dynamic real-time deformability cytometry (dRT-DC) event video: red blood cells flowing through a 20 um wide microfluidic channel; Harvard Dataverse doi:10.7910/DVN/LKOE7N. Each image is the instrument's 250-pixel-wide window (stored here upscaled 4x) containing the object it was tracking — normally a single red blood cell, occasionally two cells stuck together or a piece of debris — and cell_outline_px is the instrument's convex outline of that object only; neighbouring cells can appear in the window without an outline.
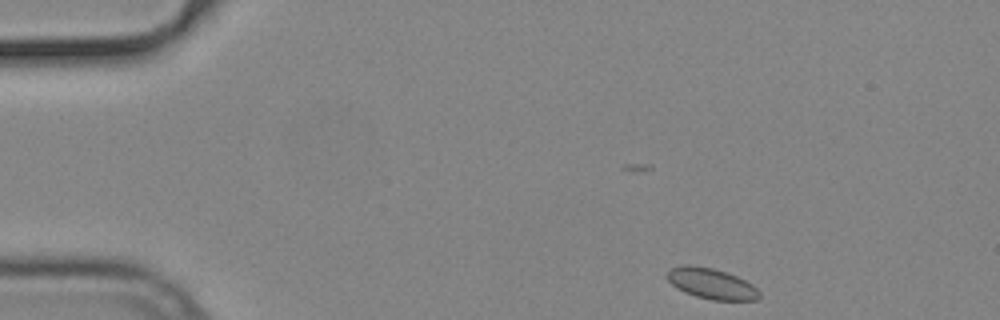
{"species": "common noctule bat (a hibernating species)", "species_latin": "Nyctalus noctula", "temperature_condition": "cold", "stored_images_in_passage": 48, "camera_frame_rate_fps": 3000, "um_per_image_px": 0.085, "animal": {"sex": "male", "body_mass_g": 19.2, "forearm_length_mm": 51.8}, "frame": {"image": 1, "passage_image": 1, "time_ms": 0.0, "image_size_px": [1000, 320], "cell_outline_px": [[760, 296], [756, 300], [712, 300], [696, 296], [684, 292], [676, 288], [664, 276], [668, 268], [688, 264], [712, 268], [736, 276], [752, 284], [760, 292]], "centroid_in_image_um": [60.42, 24.1], "position_along_channel_um": 24.6, "area_um2": 16.53}}
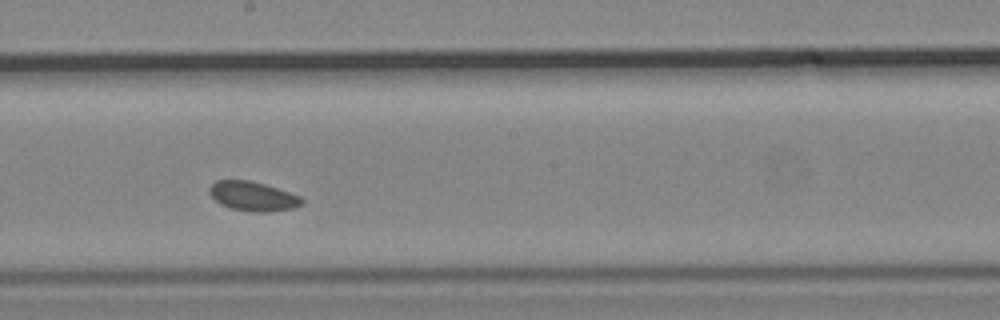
{"frame": {"image": 2, "passage_image": 24, "time_ms": 7.667, "image_size_px": [1000, 320], "cell_outline_px": [[304, 204], [292, 208], [264, 212], [256, 212], [232, 208], [220, 204], [212, 196], [208, 188], [216, 180], [248, 180], [264, 184], [300, 196], [304, 200]], "centroid_in_image_um": [21.5, 16.67], "position_along_channel_um": 226.7, "area_um2": 15.55}}
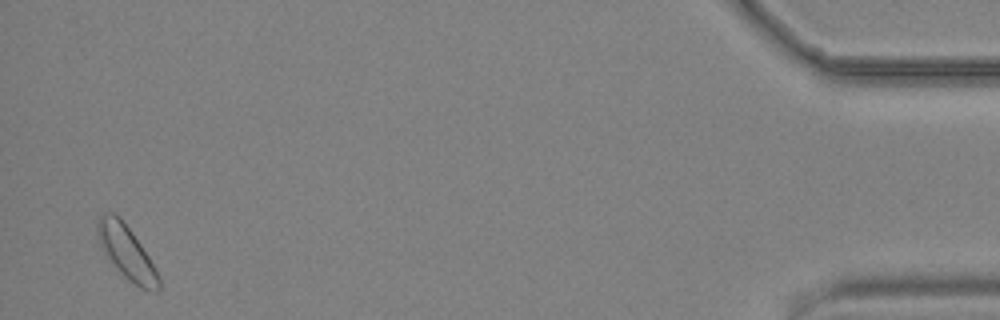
{"frame": {"image": 3, "passage_image": 47, "time_ms": 15.333, "image_size_px": [1000, 320], "cell_outline_px": [[160, 292], [148, 292], [140, 288], [128, 280], [120, 272], [108, 256], [100, 244], [96, 236], [96, 224], [100, 216], [108, 212], [112, 212], [132, 232], [148, 256], [160, 276]], "centroid_in_image_um": [10.79, 21.51], "position_along_channel_um": 424.4, "area_um2": 18.73}}